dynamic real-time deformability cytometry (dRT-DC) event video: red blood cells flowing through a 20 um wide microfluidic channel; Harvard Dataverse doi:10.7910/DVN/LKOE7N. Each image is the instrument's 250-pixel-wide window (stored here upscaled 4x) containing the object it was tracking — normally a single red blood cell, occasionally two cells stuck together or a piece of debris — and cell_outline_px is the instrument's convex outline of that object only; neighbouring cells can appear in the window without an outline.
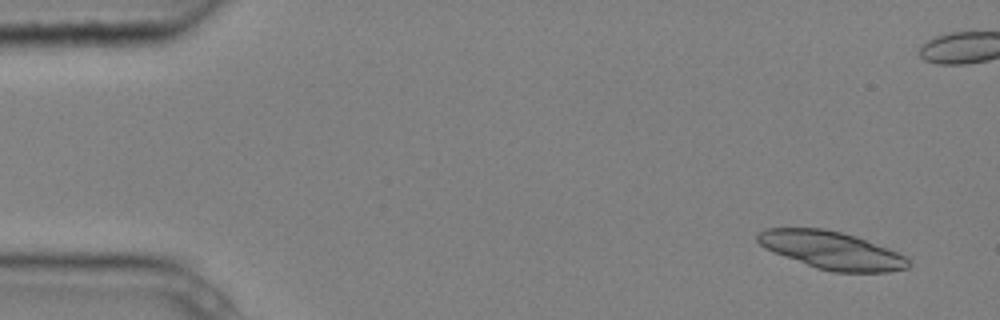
{"species": "common noctule bat (a hibernating species)", "species_latin": "Nyctalus noctula", "temperature_condition": "cold", "stored_images_in_passage": 10, "camera_frame_rate_fps": 3000, "um_per_image_px": 0.085, "animal": {"sex": "male", "body_mass_g": 20.4}, "frame": {"image": 1, "passage_image": 1, "time_ms": 0.0, "image_size_px": [1000, 320], "cell_outline_px": [[912, 264], [908, 268], [888, 272], [832, 272], [816, 268], [772, 252], [764, 248], [756, 240], [756, 236], [764, 228], [824, 228], [856, 236], [908, 256]], "centroid_in_image_um": [70.7, 21.28], "position_along_channel_um": 14.3, "area_um2": 33.35}}